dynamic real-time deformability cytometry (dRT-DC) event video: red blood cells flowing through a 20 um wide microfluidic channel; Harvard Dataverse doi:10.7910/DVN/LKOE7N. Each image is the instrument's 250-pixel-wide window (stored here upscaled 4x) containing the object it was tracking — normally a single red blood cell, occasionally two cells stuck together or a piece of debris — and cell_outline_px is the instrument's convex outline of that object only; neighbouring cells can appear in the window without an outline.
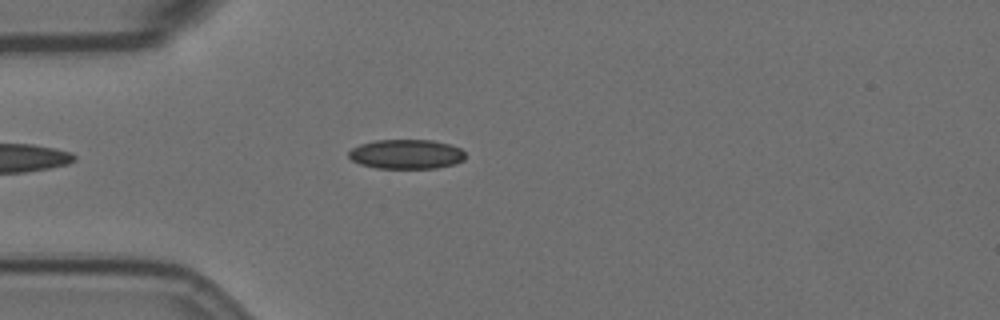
{"species": "Egyptian fruit bat (a non-hibernating species)", "species_latin": "Rousettus aegyptiacus", "temperature_condition": "room temperature", "stored_images_in_passage": 47, "camera_frame_rate_fps": 3000, "um_per_image_px": 0.085, "animal": {"sex": "female"}, "frame": {"image": 1, "passage_image": 6, "time_ms": 1.667, "image_size_px": [1000, 320], "cell_outline_px": [[464, 160], [456, 164], [436, 168], [376, 168], [360, 164], [352, 160], [348, 156], [348, 152], [352, 148], [360, 144], [376, 140], [432, 140], [448, 144], [460, 148], [464, 152]], "centroid_in_image_um": [34.53, 13.11], "position_along_channel_um": 50.5, "area_um2": 20.06}}
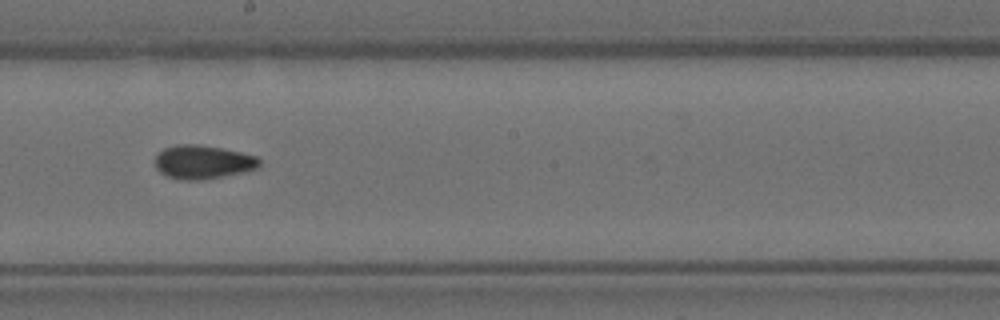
{"frame": {"image": 2, "passage_image": 22, "time_ms": 7.0, "image_size_px": [1000, 320], "cell_outline_px": [[260, 164], [256, 168], [244, 172], [200, 180], [180, 180], [168, 176], [160, 172], [156, 168], [156, 156], [164, 148], [176, 144], [196, 144], [220, 148], [240, 152], [256, 156], [260, 160]], "centroid_in_image_um": [17.23, 13.77], "position_along_channel_um": 231.0, "area_um2": 20.29}}
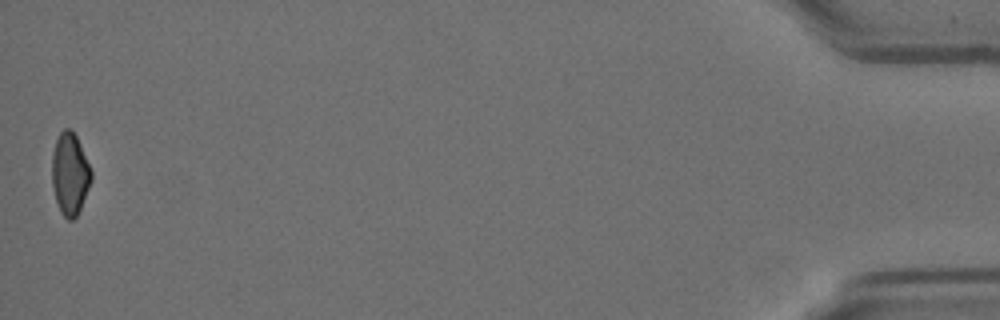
{"frame": {"image": 3, "passage_image": 47, "time_ms": 15.333, "image_size_px": [1000, 320], "cell_outline_px": [[92, 180], [80, 208], [76, 216], [72, 220], [68, 220], [60, 212], [56, 200], [52, 184], [52, 152], [56, 140], [60, 132], [64, 128], [68, 128], [76, 136], [80, 144], [92, 172]], "centroid_in_image_um": [5.93, 14.78], "position_along_channel_um": 429.3, "area_um2": 18.61}, "authors_computed_cell_mechanics": {"area_um2": 19.7676, "velocity_mm_per_s": 3.5569, "shape_relaxation_time_tau1_ms": null, "shape_relaxation_time_tau2_ms": 3.3192, "deformation_change_tau1": null, "deformation_change_tau2": 0.0612}}